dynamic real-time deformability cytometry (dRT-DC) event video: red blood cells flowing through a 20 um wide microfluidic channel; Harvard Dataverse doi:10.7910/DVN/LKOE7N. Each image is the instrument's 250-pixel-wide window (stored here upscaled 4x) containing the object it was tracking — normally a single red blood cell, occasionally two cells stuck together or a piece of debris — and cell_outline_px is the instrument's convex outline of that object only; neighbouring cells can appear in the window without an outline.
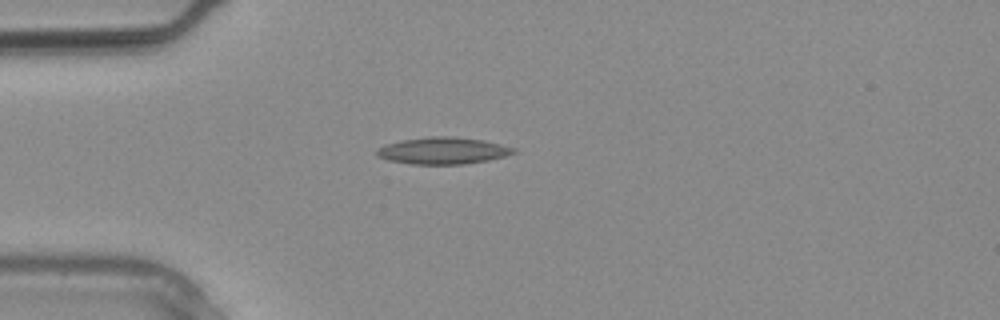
{"species": "common noctule bat (a hibernating species)", "species_latin": "Nyctalus noctula", "temperature_condition": "warm", "stored_images_in_passage": 2, "camera_frame_rate_fps": 3000, "um_per_image_px": 0.085, "animal": {"sex": "male", "body_mass_g": 20.4}, "frame": {"image": 1, "passage_image": 1, "time_ms": 0.0, "image_size_px": [1000, 320], "cell_outline_px": [[516, 152], [504, 156], [488, 160], [464, 164], [412, 164], [388, 160], [376, 156], [376, 148], [384, 144], [400, 140], [428, 136], [452, 136], [484, 140], [516, 148]], "centroid_in_image_um": [37.6, 12.8], "position_along_channel_um": 47.4, "area_um2": 21.56}}